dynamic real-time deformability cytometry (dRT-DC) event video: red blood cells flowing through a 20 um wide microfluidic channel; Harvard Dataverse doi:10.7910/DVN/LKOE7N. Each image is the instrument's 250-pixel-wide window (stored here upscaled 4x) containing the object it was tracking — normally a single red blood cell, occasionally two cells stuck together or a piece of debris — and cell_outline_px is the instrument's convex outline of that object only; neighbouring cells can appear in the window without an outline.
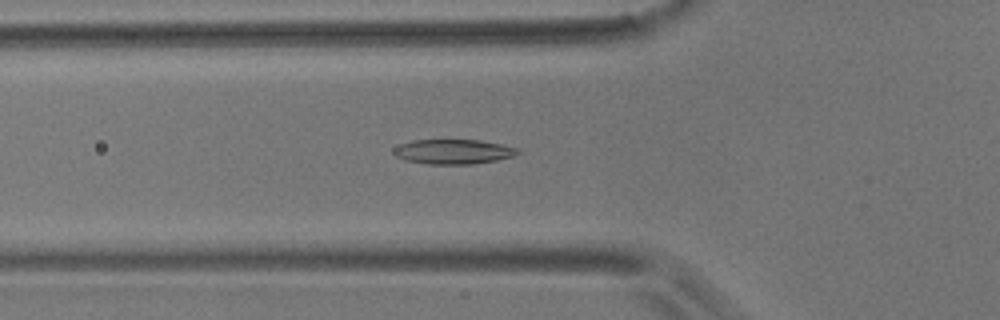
{"species": "common noctule bat (a hibernating species)", "species_latin": "Nyctalus noctula", "temperature_condition": "room temperature", "stored_images_in_passage": 38, "camera_frame_rate_fps": 3000, "um_per_image_px": 0.085, "animal": {"sex": "male", "body_mass_g": 17.9}, "frame": {"image": 1, "passage_image": 3, "time_ms": 0.667, "image_size_px": [1000, 320], "cell_outline_px": [[520, 152], [512, 156], [496, 160], [472, 164], [428, 164], [404, 160], [396, 156], [392, 152], [392, 148], [400, 144], [412, 140], [480, 140], [520, 148]], "centroid_in_image_um": [38.5, 12.89], "position_along_channel_um": 87.3, "area_um2": 17.92}}
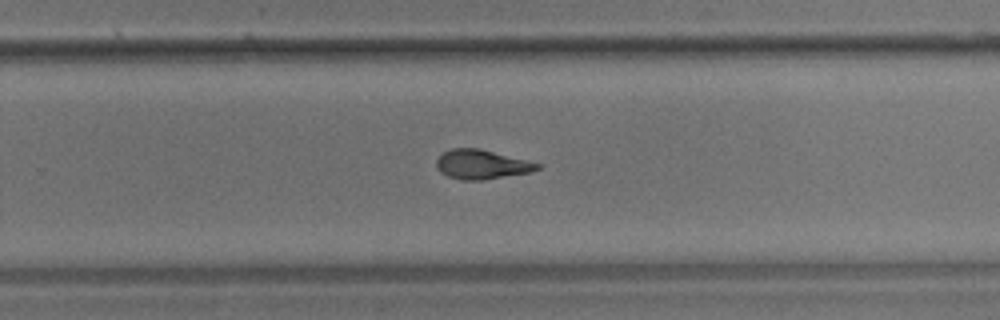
{"frame": {"image": 2, "passage_image": 20, "time_ms": 6.333, "image_size_px": [1000, 320], "cell_outline_px": [[544, 164], [540, 168], [532, 172], [484, 180], [460, 180], [448, 176], [440, 172], [436, 168], [436, 160], [444, 152], [452, 148], [480, 148]], "centroid_in_image_um": [40.98, 13.98], "position_along_channel_um": 288.8, "area_um2": 17.51}}
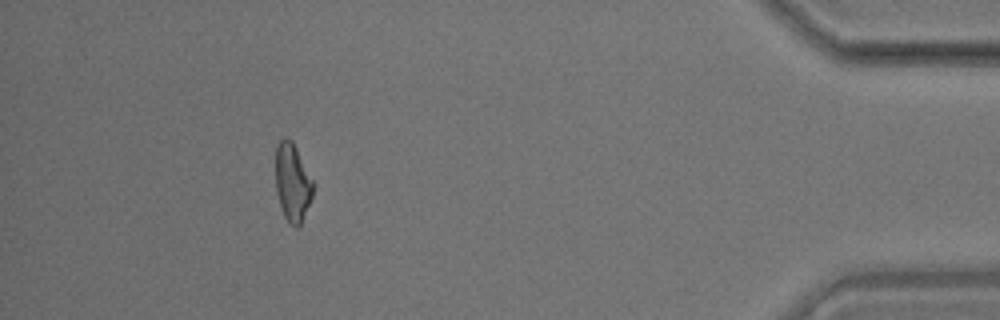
{"frame": {"image": 3, "passage_image": 35, "time_ms": 11.333, "image_size_px": [1000, 320], "cell_outline_px": [[312, 196], [300, 224], [296, 228], [284, 216], [280, 208], [276, 192], [276, 148], [280, 140], [284, 136], [288, 136], [292, 140], [312, 180]], "centroid_in_image_um": [24.83, 15.47], "position_along_channel_um": 410.4, "area_um2": 16.7}}